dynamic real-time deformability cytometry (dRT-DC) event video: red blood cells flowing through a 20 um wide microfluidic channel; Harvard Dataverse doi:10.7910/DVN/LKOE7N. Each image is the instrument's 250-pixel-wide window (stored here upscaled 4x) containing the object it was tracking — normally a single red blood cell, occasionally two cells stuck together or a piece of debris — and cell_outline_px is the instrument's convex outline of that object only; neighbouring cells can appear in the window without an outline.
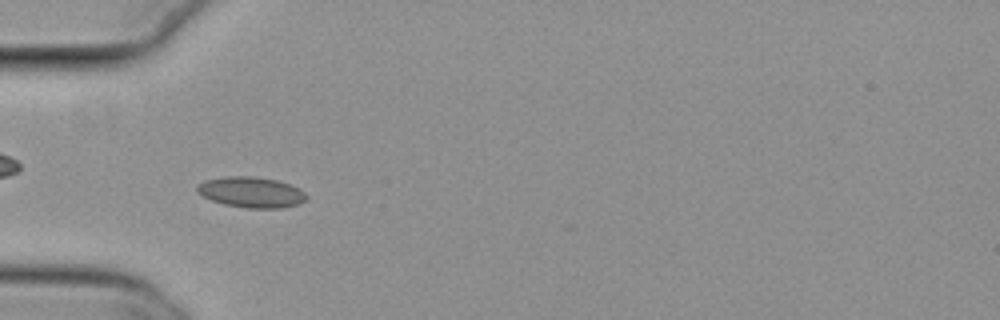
{"species": "common noctule bat (a hibernating species)", "species_latin": "Nyctalus noctula", "temperature_condition": "cold", "stored_images_in_passage": 50, "camera_frame_rate_fps": 3000, "um_per_image_px": 0.085, "animal": {"sex": "female", "body_mass_g": 29.2, "forearm_length_mm": 56.3}, "frame": {"image": 1, "passage_image": 15, "time_ms": 4.667, "image_size_px": [1000, 320], "cell_outline_px": [[308, 196], [300, 204], [280, 208], [248, 208], [224, 204], [212, 200], [196, 192], [196, 184], [204, 180], [224, 176], [252, 176], [276, 180], [300, 188]], "centroid_in_image_um": [21.33, 16.33], "position_along_channel_um": 63.7, "area_um2": 19.59}}
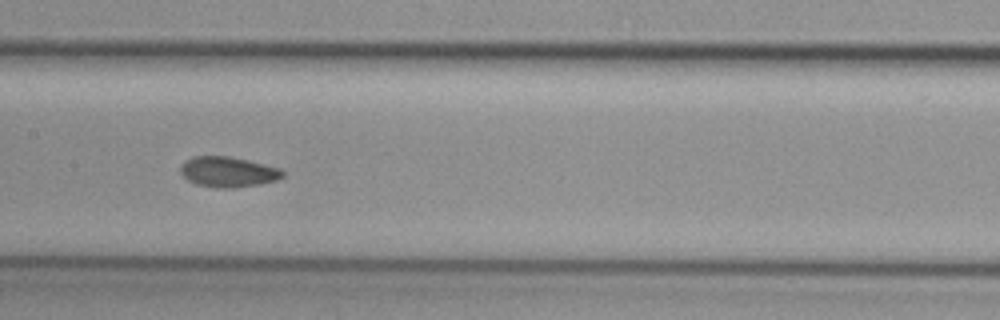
{"frame": {"image": 2, "passage_image": 25, "time_ms": 8.0, "image_size_px": [1000, 320], "cell_outline_px": [[284, 176], [276, 180], [260, 184], [232, 188], [220, 188], [196, 184], [188, 180], [180, 172], [180, 164], [184, 160], [192, 156], [228, 156], [248, 160], [280, 168], [284, 172]], "centroid_in_image_um": [19.36, 14.6], "position_along_channel_um": 188.0, "area_um2": 18.15}}
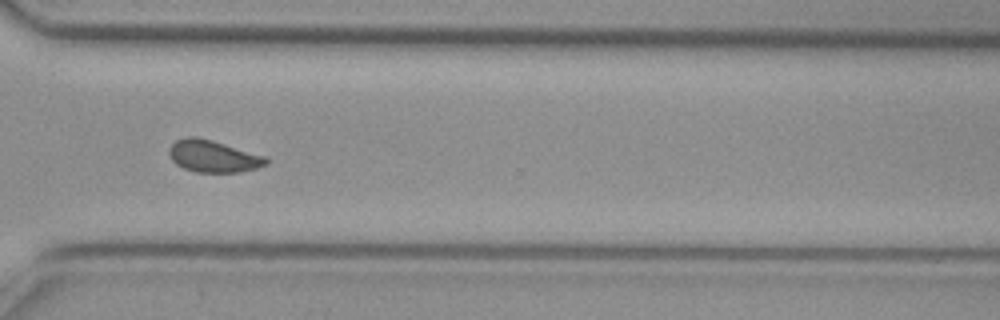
{"frame": {"image": 3, "passage_image": 38, "time_ms": 12.333, "image_size_px": [1000, 320], "cell_outline_px": [[268, 164], [256, 168], [236, 172], [196, 172], [184, 168], [176, 164], [172, 160], [168, 152], [168, 148], [176, 140], [188, 136], [196, 136], [212, 140], [268, 156]], "centroid_in_image_um": [18.13, 13.27], "position_along_channel_um": 352.5, "area_um2": 18.21}, "authors_computed_cell_mechanics": {"area_um2": 18.1492, "velocity_mm_per_s": 3.8004, "shape_relaxation_time_tau1_ms": null, "shape_relaxation_time_tau2_ms": 1.8987, "deformation_change_tau1": null, "deformation_change_tau2": 0.0441}}